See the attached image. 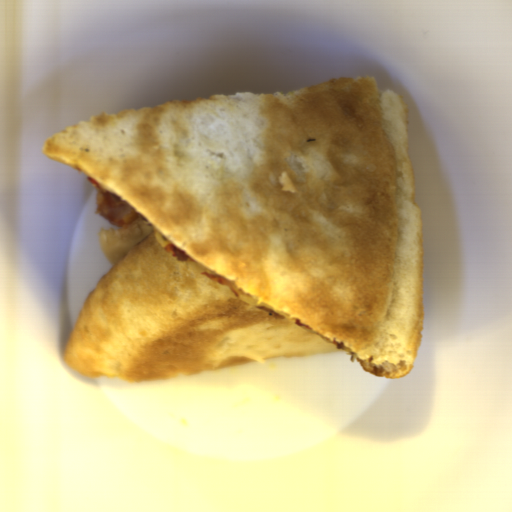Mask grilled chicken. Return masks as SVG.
Returning a JSON list of instances; mask_svg holds the SVG:
<instances>
[{"instance_id": "grilled-chicken-1", "label": "grilled chicken", "mask_w": 512, "mask_h": 512, "mask_svg": "<svg viewBox=\"0 0 512 512\" xmlns=\"http://www.w3.org/2000/svg\"><path fill=\"white\" fill-rule=\"evenodd\" d=\"M86 178L95 191L97 201L95 213L103 217L115 228L131 224L138 218V215L124 200L88 176Z\"/></svg>"}]
</instances>
